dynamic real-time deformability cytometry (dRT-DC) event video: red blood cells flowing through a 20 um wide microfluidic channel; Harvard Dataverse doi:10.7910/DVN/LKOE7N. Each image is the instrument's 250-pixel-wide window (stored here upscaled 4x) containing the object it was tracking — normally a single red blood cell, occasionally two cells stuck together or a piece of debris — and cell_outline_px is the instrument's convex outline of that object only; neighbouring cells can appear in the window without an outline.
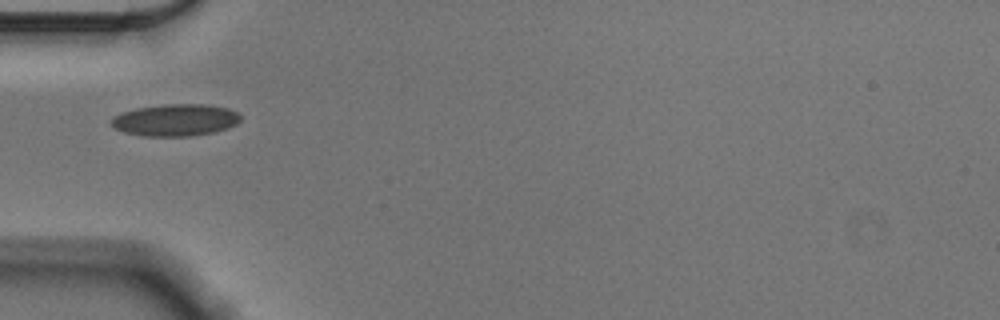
{"species": "Egyptian fruit bat (a non-hibernating species)", "species_latin": "Rousettus aegyptiacus", "temperature_condition": "cold", "stored_images_in_passage": 39, "camera_frame_rate_fps": 3000, "um_per_image_px": 0.085, "animal": {"sex": "male"}, "frame": {"image": 1, "passage_image": 1, "time_ms": 0.0, "image_size_px": [1000, 320], "cell_outline_px": [[240, 120], [236, 124], [228, 128], [212, 132], [192, 136], [144, 136], [124, 132], [116, 128], [112, 124], [112, 120], [120, 112], [136, 108], [164, 104], [204, 104], [228, 108], [236, 112], [240, 116]], "centroid_in_image_um": [14.92, 10.2], "position_along_channel_um": 70.1, "area_um2": 23.93}}
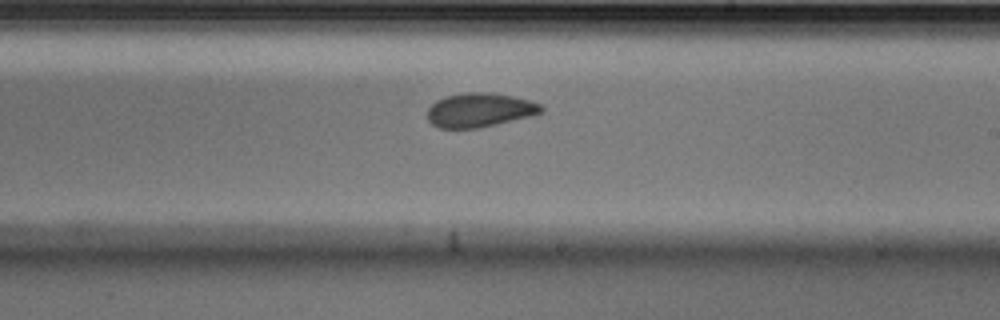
{"frame": {"image": 2, "passage_image": 16, "time_ms": 5.0, "image_size_px": [1000, 320], "cell_outline_px": [[544, 112], [532, 116], [496, 124], [476, 128], [440, 128], [432, 124], [428, 120], [428, 108], [436, 100], [444, 96], [468, 92], [492, 92], [512, 96], [528, 100], [540, 104], [544, 108]], "centroid_in_image_um": [40.78, 9.35], "position_along_channel_um": 248.2, "area_um2": 22.66}}
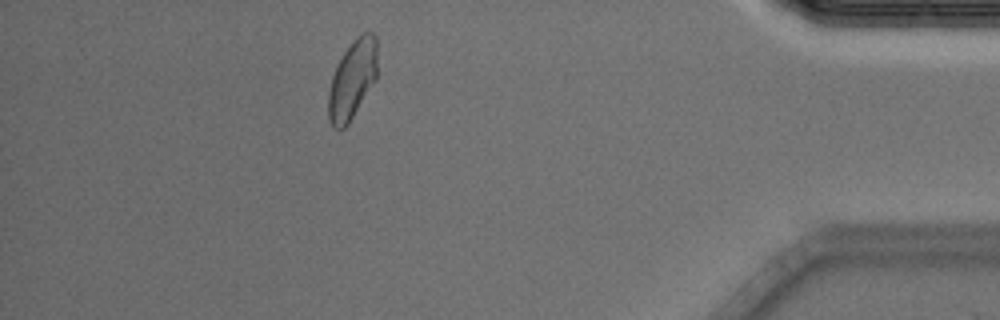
{"frame": {"image": 3, "passage_image": 33, "time_ms": 10.667, "image_size_px": [1000, 320], "cell_outline_px": [[376, 80], [348, 124], [344, 128], [332, 128], [328, 120], [328, 92], [332, 76], [336, 64], [344, 52], [356, 36], [364, 32], [372, 32], [376, 36]], "centroid_in_image_um": [29.93, 6.77], "position_along_channel_um": 405.3, "area_um2": 22.54}, "authors_computed_cell_mechanics": {"area_um2": 22.5998, "velocity_mm_per_s": 3.5458, "shape_relaxation_time_tau1_ms": 5.0267, "shape_relaxation_time_tau2_ms": 2.1057, "deformation_change_tau1": 0.1051, "deformation_change_tau2": 0.067}}